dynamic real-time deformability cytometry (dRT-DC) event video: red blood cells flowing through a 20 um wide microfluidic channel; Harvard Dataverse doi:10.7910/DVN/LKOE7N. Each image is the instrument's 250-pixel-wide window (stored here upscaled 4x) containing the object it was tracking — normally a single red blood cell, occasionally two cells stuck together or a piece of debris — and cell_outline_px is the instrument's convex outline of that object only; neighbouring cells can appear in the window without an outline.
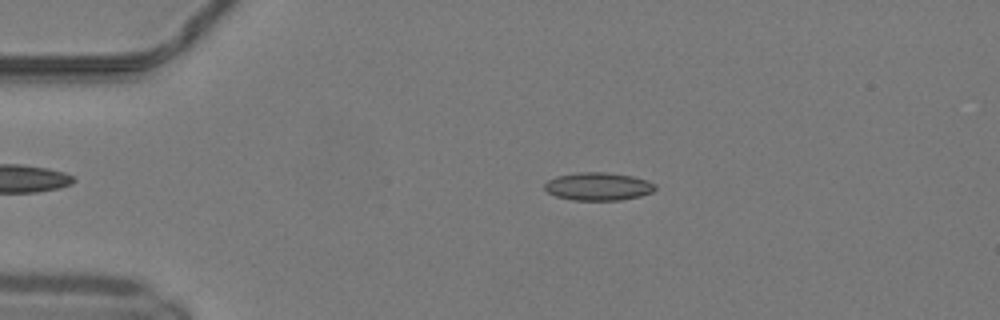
{"species": "common noctule bat (a hibernating species)", "species_latin": "Nyctalus noctula", "temperature_condition": "warm", "stored_images_in_passage": 38, "camera_frame_rate_fps": 3000, "um_per_image_px": 0.085, "animal": {"sex": "male", "body_mass_g": 19.2, "forearm_length_mm": 51.8}, "frame": {"image": 1, "passage_image": 5, "time_ms": 1.333, "image_size_px": [1000, 320], "cell_outline_px": [[656, 188], [652, 192], [640, 196], [620, 200], [572, 200], [556, 196], [548, 192], [544, 188], [544, 184], [548, 180], [556, 176], [576, 172], [604, 172], [632, 176], [648, 180], [656, 184]], "centroid_in_image_um": [50.85, 15.84], "position_along_channel_um": 34.2, "area_um2": 18.09}}
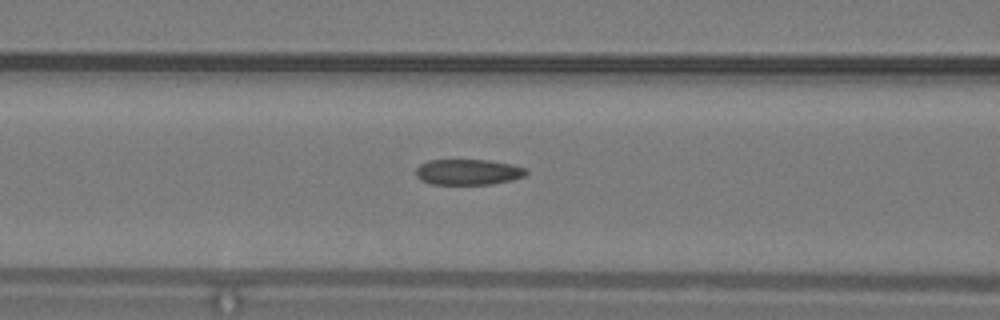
{"frame": {"image": 2, "passage_image": 15, "time_ms": 4.667, "image_size_px": [1000, 320], "cell_outline_px": [[528, 172], [524, 176], [512, 180], [492, 184], [432, 184], [420, 180], [416, 176], [416, 168], [420, 164], [428, 160], [488, 160], [512, 164], [524, 168]], "centroid_in_image_um": [39.77, 14.62], "position_along_channel_um": 126.8, "area_um2": 16.53}}
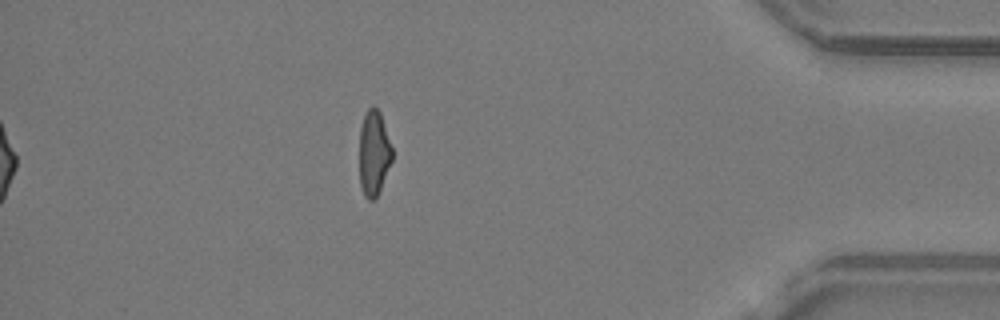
{"frame": {"image": 3, "passage_image": 38, "time_ms": 12.333, "image_size_px": [1000, 320], "cell_outline_px": [[392, 160], [380, 188], [376, 196], [372, 200], [368, 200], [364, 196], [360, 184], [360, 128], [364, 116], [368, 108], [372, 104], [380, 112], [392, 148]], "centroid_in_image_um": [31.77, 12.99], "position_along_channel_um": 403.4, "area_um2": 16.01}, "authors_computed_cell_mechanics": {"area_um2": 17.34, "velocity_mm_per_s": 4.1781, "shape_relaxation_time_tau1_ms": null, "shape_relaxation_time_tau2_ms": 1.9657, "deformation_change_tau1": null, "deformation_change_tau2": 0.0865}}